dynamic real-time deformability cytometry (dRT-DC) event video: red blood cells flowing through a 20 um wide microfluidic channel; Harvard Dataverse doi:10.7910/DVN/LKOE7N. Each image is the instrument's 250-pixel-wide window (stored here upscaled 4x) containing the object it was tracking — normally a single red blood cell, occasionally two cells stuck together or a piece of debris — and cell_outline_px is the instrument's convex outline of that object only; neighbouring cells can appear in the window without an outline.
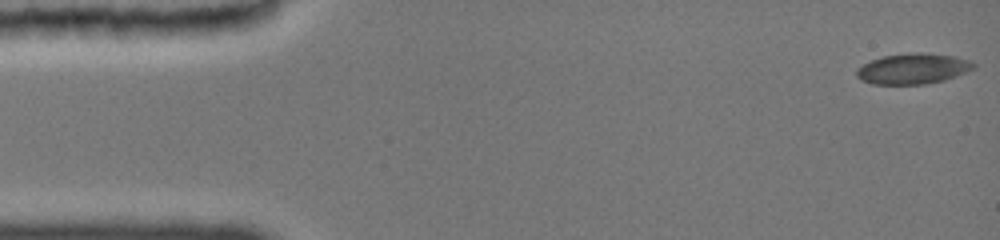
{"species": "common noctule bat (a hibernating species)", "species_latin": "Nyctalus noctula", "temperature_condition": "cold", "stored_images_in_passage": 49, "camera_frame_rate_fps": 3000, "um_per_image_px": 0.085, "animal": {"sex": "female", "body_mass_g": 19.0, "forearm_length_mm": 51.5}, "frame": {"image": 1, "passage_image": 1, "time_ms": 0.0, "image_size_px": [1000, 240], "cell_outline_px": [[976, 68], [956, 76], [944, 80], [924, 84], [872, 84], [860, 80], [856, 76], [856, 68], [872, 60], [884, 56], [916, 52], [924, 52], [956, 56], [968, 60], [976, 64]], "centroid_in_image_um": [77.61, 5.84], "position_along_channel_um": 7.4, "area_um2": 20.92}}
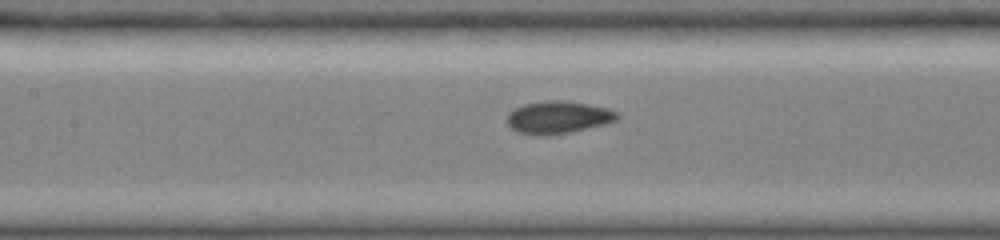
{"frame": {"image": 2, "passage_image": 22, "time_ms": 7.0, "image_size_px": [1000, 240], "cell_outline_px": [[620, 116], [616, 120], [568, 132], [520, 132], [512, 128], [508, 124], [508, 112], [524, 104], [544, 100], [568, 100], [608, 108], [616, 112]], "centroid_in_image_um": [47.46, 9.89], "position_along_channel_um": 159.9, "area_um2": 19.77}}
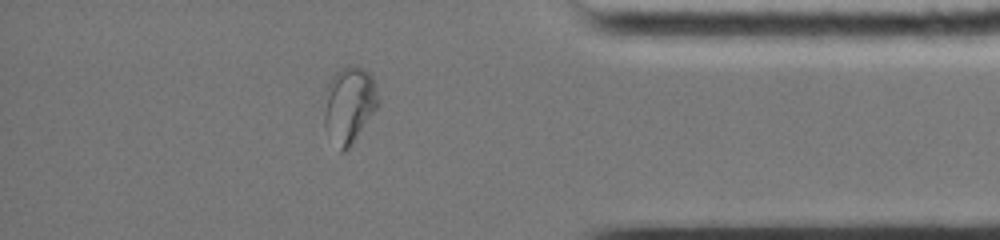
{"frame": {"image": 3, "passage_image": 42, "time_ms": 13.667, "image_size_px": [1000, 240], "cell_outline_px": [[380, 104], [352, 144], [344, 152], [340, 152], [324, 124], [324, 112], [328, 84], [332, 76], [340, 68], [352, 64], [356, 64], [368, 72], [372, 76], [380, 100]], "centroid_in_image_um": [29.71, 8.88], "position_along_channel_um": 405.5, "area_um2": 23.99}}